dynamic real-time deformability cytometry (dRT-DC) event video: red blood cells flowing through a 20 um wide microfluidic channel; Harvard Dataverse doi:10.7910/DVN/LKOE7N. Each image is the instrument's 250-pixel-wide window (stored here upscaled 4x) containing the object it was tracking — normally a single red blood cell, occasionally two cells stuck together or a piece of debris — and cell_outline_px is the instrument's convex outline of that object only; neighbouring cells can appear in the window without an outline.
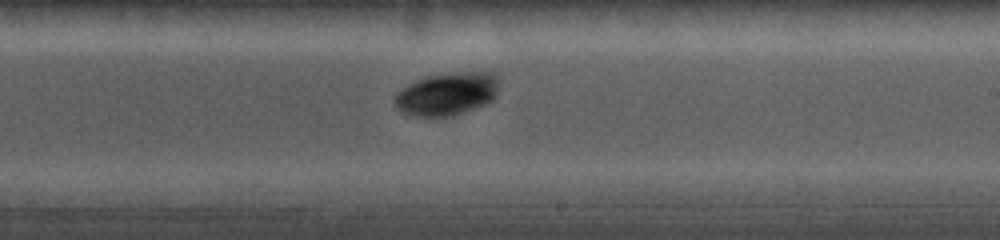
{"species": "common noctule bat (a hibernating species)", "species_latin": "Nyctalus noctula", "temperature_condition": "cold", "stored_images_in_passage": 17, "camera_frame_rate_fps": 5000, "um_per_image_px": 0.085, "animal": {"sex": "female", "body_mass_g": 19.0, "forearm_length_mm": 56.7}, "frame": {"image": 1, "passage_image": 17, "time_ms": 7.2, "image_size_px": [1000, 240], "cell_outline_px": [[500, 80], [496, 96], [492, 100], [476, 108], [452, 116], [408, 116], [400, 112], [396, 108], [392, 100], [396, 92], [408, 84], [424, 76], [448, 72], [496, 72]], "centroid_in_image_um": [37.98, 7.97], "position_along_channel_um": 251.0, "area_um2": 26.82}}